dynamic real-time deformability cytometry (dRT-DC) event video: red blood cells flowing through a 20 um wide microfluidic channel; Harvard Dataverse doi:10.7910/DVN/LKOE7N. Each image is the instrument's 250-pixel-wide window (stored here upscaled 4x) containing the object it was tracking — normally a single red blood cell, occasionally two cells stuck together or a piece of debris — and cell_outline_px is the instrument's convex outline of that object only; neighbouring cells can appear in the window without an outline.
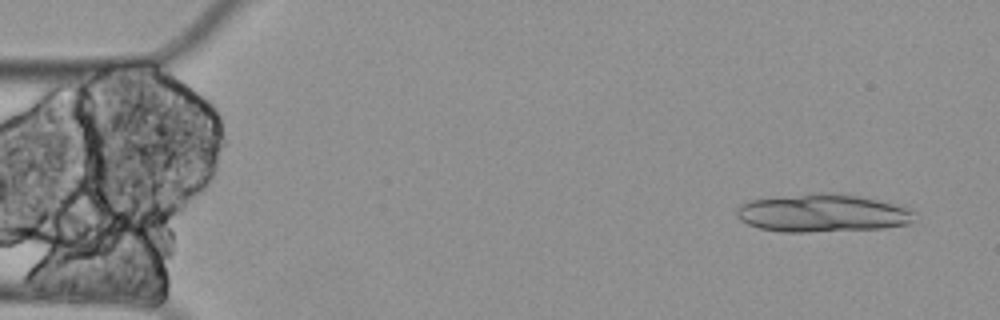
{"species": "Egyptian fruit bat (a non-hibernating species)", "species_latin": "Rousettus aegyptiacus", "temperature_condition": "cold", "stored_images_in_passage": 12, "camera_frame_rate_fps": 3000, "um_per_image_px": 0.085, "animal": {"sex": "female"}, "frame": {"image": 1, "passage_image": 1, "time_ms": 0.0, "image_size_px": [1000, 320], "cell_outline_px": [[920, 212], [908, 224], [884, 228], [808, 232], [780, 232], [760, 228], [748, 224], [740, 220], [736, 212], [740, 204], [752, 200], [812, 192], [832, 192], [904, 204]], "centroid_in_image_um": [70.01, 18.1], "position_along_channel_um": 15.0, "area_um2": 39.94}}
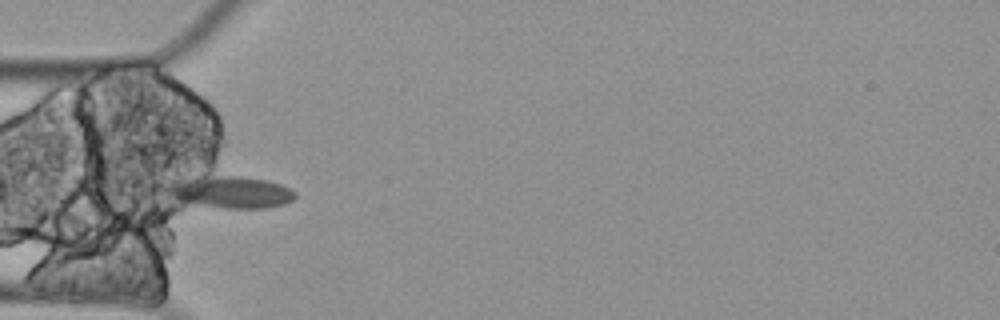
{"frame": {"image": 2, "passage_image": 5, "time_ms": 1.333, "image_size_px": [1000, 320], "cell_outline_px": [[296, 196], [292, 200], [284, 204], [264, 208], [176, 208], [160, 188], [164, 184], [204, 172], [240, 176], [268, 180], [280, 184], [296, 192]], "centroid_in_image_um": [19.21, 16.33], "position_along_channel_um": 65.8, "area_um2": 26.7}}
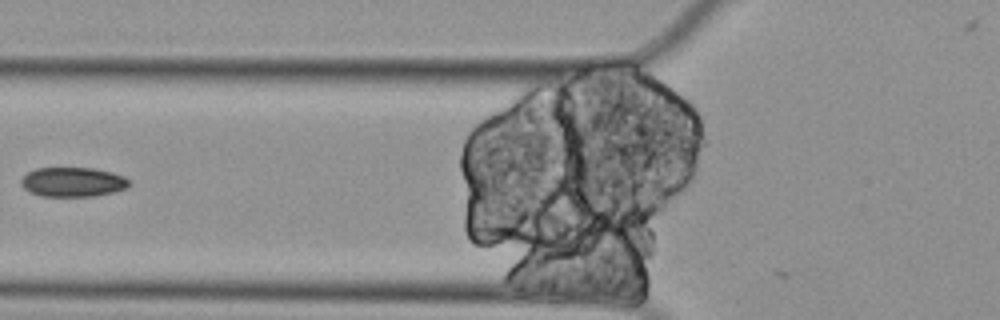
{"frame": {"image": 3, "passage_image": 6, "time_ms": 1.667, "image_size_px": [1000, 320], "cell_outline_px": [[132, 184], [128, 188], [112, 192], [92, 196], [40, 196], [28, 192], [20, 184], [20, 180], [28, 172], [36, 168], [92, 168], [112, 172], [124, 176], [132, 180]], "centroid_in_image_um": [6.21, 15.47], "position_along_channel_um": 119.6, "area_um2": 18.79}}